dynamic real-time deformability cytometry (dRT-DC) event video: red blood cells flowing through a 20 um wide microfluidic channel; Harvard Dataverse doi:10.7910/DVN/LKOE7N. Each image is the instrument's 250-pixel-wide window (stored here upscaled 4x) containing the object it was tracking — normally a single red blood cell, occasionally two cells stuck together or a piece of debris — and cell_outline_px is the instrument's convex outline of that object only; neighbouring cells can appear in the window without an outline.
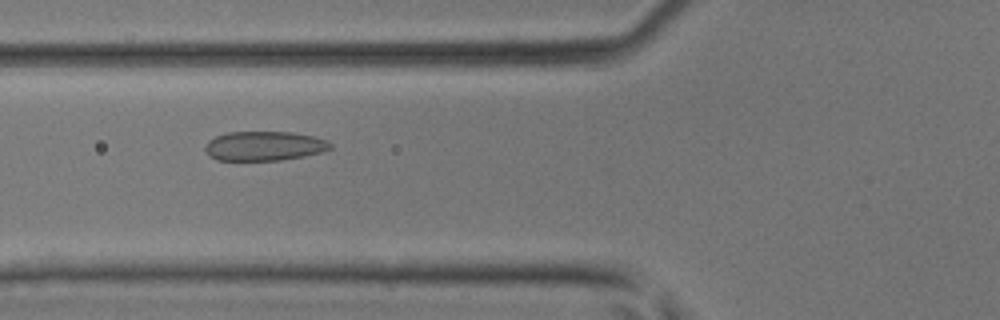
{"species": "common noctule bat (a hibernating species)", "species_latin": "Nyctalus noctula", "temperature_condition": "room temperature", "stored_images_in_passage": 37, "camera_frame_rate_fps": 3000, "um_per_image_px": 0.085, "animal": {"sex": "male", "body_mass_g": 17.9, "forearm_length_mm": 54.2}, "frame": {"image": 1, "passage_image": 9, "time_ms": 2.667, "image_size_px": [1000, 320], "cell_outline_px": [[332, 148], [324, 152], [304, 156], [280, 160], [216, 160], [208, 156], [204, 148], [204, 144], [208, 140], [216, 136], [228, 132], [292, 132], [312, 136], [328, 140], [332, 144]], "centroid_in_image_um": [22.45, 12.41], "position_along_channel_um": 103.3, "area_um2": 21.68}}
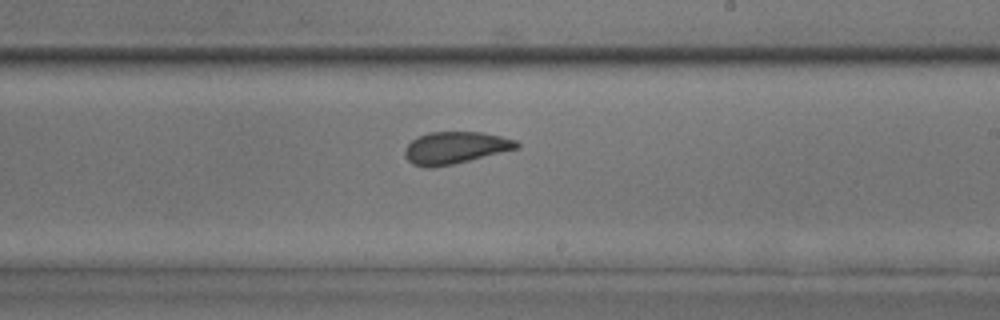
{"frame": {"image": 2, "passage_image": 19, "time_ms": 6.0, "image_size_px": [1000, 320], "cell_outline_px": [[520, 148], [452, 164], [432, 168], [424, 168], [412, 164], [404, 156], [404, 148], [416, 136], [428, 132], [480, 132], [500, 136], [516, 140], [520, 144]], "centroid_in_image_um": [38.65, 12.56], "position_along_channel_um": 250.3, "area_um2": 21.04}}
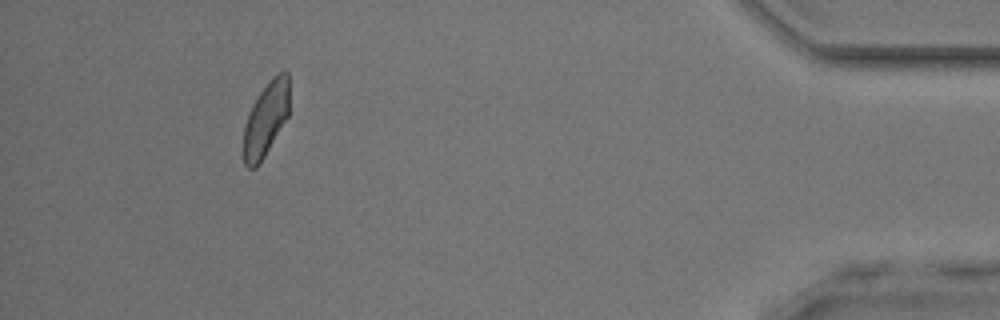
{"frame": {"image": 3, "passage_image": 34, "time_ms": 11.0, "image_size_px": [1000, 320], "cell_outline_px": [[288, 116], [264, 156], [256, 168], [248, 168], [244, 164], [244, 124], [248, 112], [252, 104], [268, 80], [272, 76], [280, 72], [288, 72]], "centroid_in_image_um": [22.58, 10.11], "position_along_channel_um": 412.6, "area_um2": 19.59}}